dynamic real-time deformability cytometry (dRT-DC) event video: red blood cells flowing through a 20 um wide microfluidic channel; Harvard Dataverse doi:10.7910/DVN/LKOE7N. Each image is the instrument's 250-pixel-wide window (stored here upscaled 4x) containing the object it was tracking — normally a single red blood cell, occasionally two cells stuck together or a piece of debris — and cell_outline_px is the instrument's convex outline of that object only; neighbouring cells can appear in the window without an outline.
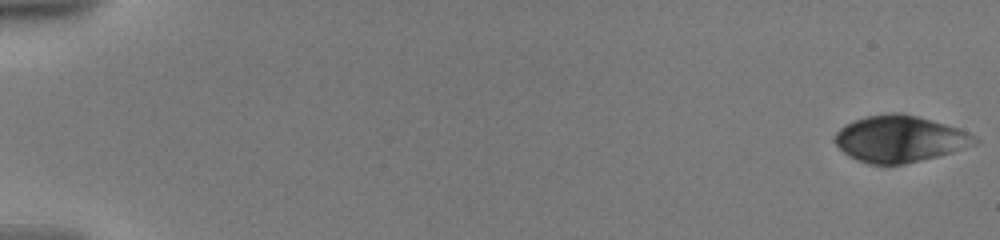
{"species": "human", "species_latin": "Homo sapiens", "temperature_condition": "warm", "stored_images_in_passage": 47, "camera_frame_rate_fps": 3000, "um_per_image_px": 0.085, "donor": {"sex": "male"}, "frame": {"image": 1, "passage_image": 1, "time_ms": 0.0, "image_size_px": [1000, 240], "cell_outline_px": [[980, 140], [976, 144], [952, 152], [904, 164], [868, 164], [856, 160], [848, 156], [836, 144], [836, 132], [844, 124], [868, 116], [892, 112], [900, 112], [916, 116], [960, 128], [976, 136]], "centroid_in_image_um": [76.49, 11.8], "position_along_channel_um": 8.5, "area_um2": 37.74}}
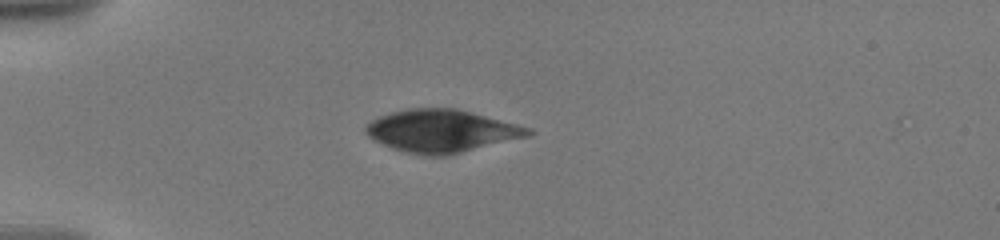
{"frame": {"image": 2, "passage_image": 32, "time_ms": 5.333, "image_size_px": [1000, 240], "cell_outline_px": [[532, 136], [448, 156], [420, 156], [404, 152], [392, 148], [368, 136], [364, 132], [364, 128], [372, 120], [380, 116], [392, 112], [408, 108], [456, 108], [532, 128]], "centroid_in_image_um": [37.57, 11.15], "position_along_channel_um": 47.4, "area_um2": 40.63}}
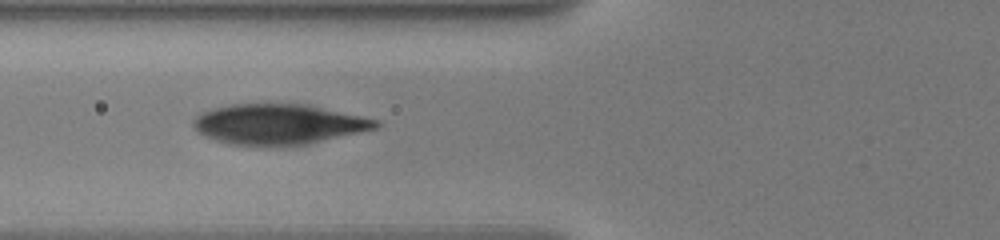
{"frame": {"image": 3, "passage_image": 46, "time_ms": 7.667, "image_size_px": [1000, 240], "cell_outline_px": [[380, 124], [376, 128], [360, 132], [308, 144], [232, 144], [216, 140], [192, 128], [192, 120], [200, 112], [212, 108], [228, 104], [308, 104], [380, 120]], "centroid_in_image_um": [23.67, 10.52], "position_along_channel_um": 102.1, "area_um2": 42.37}}